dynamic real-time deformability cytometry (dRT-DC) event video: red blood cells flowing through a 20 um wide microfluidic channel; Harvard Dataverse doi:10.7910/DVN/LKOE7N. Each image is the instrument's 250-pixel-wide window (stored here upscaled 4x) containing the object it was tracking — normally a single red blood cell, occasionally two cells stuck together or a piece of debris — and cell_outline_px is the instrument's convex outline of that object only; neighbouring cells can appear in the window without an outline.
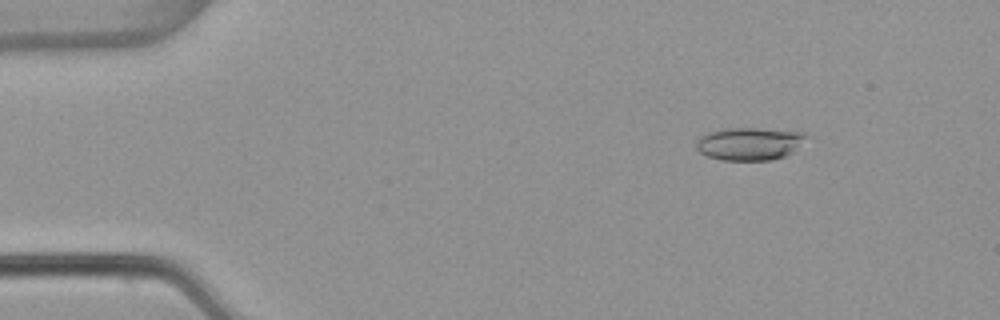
{"species": "common noctule bat (a hibernating species)", "species_latin": "Nyctalus noctula", "temperature_condition": "warm", "stored_images_in_passage": 53, "camera_frame_rate_fps": 3000, "um_per_image_px": 0.085, "animal": {"sex": "female", "body_mass_g": 22.7, "forearm_length_mm": 54.2}, "frame": {"image": 1, "passage_image": 7, "time_ms": 2.0, "image_size_px": [1000, 320], "cell_outline_px": [[812, 136], [792, 152], [784, 156], [768, 160], [724, 160], [708, 156], [700, 152], [696, 148], [696, 140], [700, 136], [708, 132], [724, 128], [756, 128], [804, 132]], "centroid_in_image_um": [63.73, 12.2], "position_along_channel_um": 21.3, "area_um2": 21.15}}
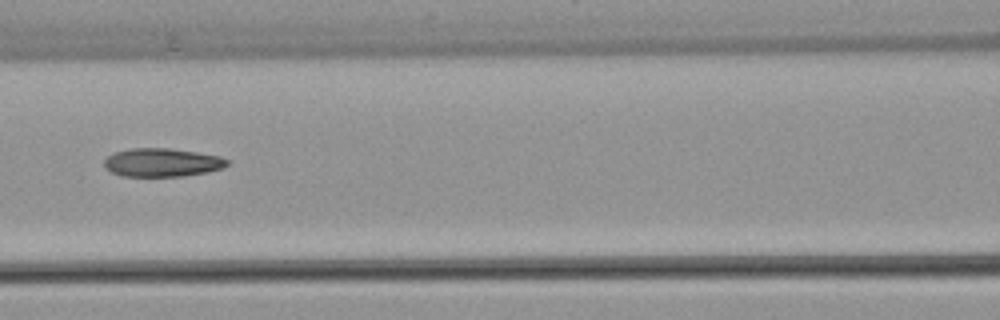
{"frame": {"image": 2, "passage_image": 24, "time_ms": 7.667, "image_size_px": [1000, 320], "cell_outline_px": [[228, 164], [224, 168], [208, 172], [184, 176], [120, 176], [104, 168], [104, 160], [108, 156], [116, 152], [132, 148], [168, 148], [196, 152], [220, 156], [228, 160]], "centroid_in_image_um": [13.78, 13.82], "position_along_channel_um": 152.8, "area_um2": 20.4}}
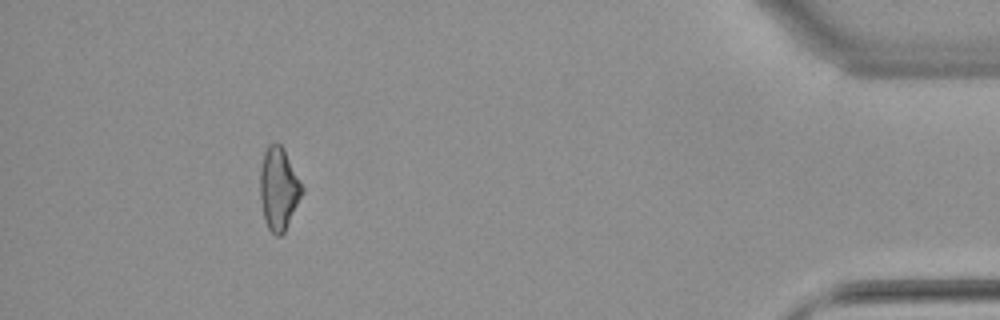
{"frame": {"image": 3, "passage_image": 49, "time_ms": 16.0, "image_size_px": [1000, 320], "cell_outline_px": [[304, 192], [284, 232], [280, 236], [276, 236], [268, 228], [264, 220], [260, 200], [260, 168], [264, 152], [268, 144], [276, 140], [284, 148], [304, 188]], "centroid_in_image_um": [23.68, 16.01], "position_along_channel_um": 411.5, "area_um2": 20.46}, "authors_computed_cell_mechanics": {"area_um2": 20.6346, "velocity_mm_per_s": 3.8329, "shape_relaxation_time_tau1_ms": null, "shape_relaxation_time_tau2_ms": 4.4748, "deformation_change_tau1": null, "deformation_change_tau2": 0.1385}}